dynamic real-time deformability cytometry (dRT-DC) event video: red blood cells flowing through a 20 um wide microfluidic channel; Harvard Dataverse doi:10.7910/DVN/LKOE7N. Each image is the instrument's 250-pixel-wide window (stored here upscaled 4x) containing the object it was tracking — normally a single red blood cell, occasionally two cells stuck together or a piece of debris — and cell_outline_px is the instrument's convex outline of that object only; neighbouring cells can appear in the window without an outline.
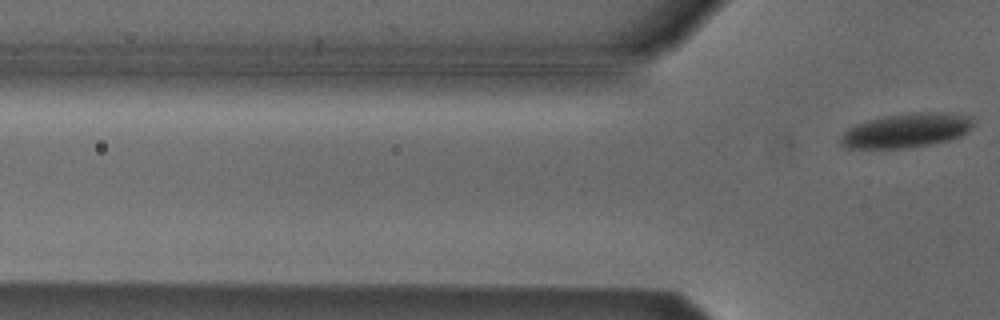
{"species": "Egyptian fruit bat (a non-hibernating species)", "species_latin": "Rousettus aegyptiacus", "temperature_condition": "cold", "stored_images_in_passage": 6, "segment_of_instrument_passage": [2, 2], "camera_frame_rate_fps": 3000, "um_per_image_px": 0.085, "animal": {"sex": "male"}, "frame": {"image": 1, "passage_image": 6, "time_ms": 1.667, "image_size_px": [1000, 320], "cell_outline_px": [[972, 124], [960, 136], [948, 140], [932, 144], [908, 148], [844, 148], [840, 144], [840, 136], [848, 128], [856, 124], [868, 120], [888, 116], [920, 112], [948, 112], [972, 116]], "centroid_in_image_um": [77.01, 11.09], "position_along_channel_um": 48.8, "area_um2": 26.3}}